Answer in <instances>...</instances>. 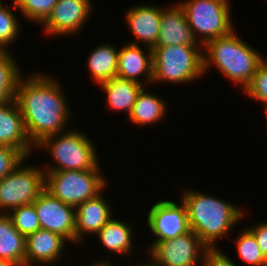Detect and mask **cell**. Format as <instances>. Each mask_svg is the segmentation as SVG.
Instances as JSON below:
<instances>
[{
    "instance_id": "23",
    "label": "cell",
    "mask_w": 267,
    "mask_h": 266,
    "mask_svg": "<svg viewBox=\"0 0 267 266\" xmlns=\"http://www.w3.org/2000/svg\"><path fill=\"white\" fill-rule=\"evenodd\" d=\"M26 237L14 227L8 214L0 213V259L25 266Z\"/></svg>"
},
{
    "instance_id": "28",
    "label": "cell",
    "mask_w": 267,
    "mask_h": 266,
    "mask_svg": "<svg viewBox=\"0 0 267 266\" xmlns=\"http://www.w3.org/2000/svg\"><path fill=\"white\" fill-rule=\"evenodd\" d=\"M8 215L12 219L14 227L25 237L41 229L33 203L14 208Z\"/></svg>"
},
{
    "instance_id": "13",
    "label": "cell",
    "mask_w": 267,
    "mask_h": 266,
    "mask_svg": "<svg viewBox=\"0 0 267 266\" xmlns=\"http://www.w3.org/2000/svg\"><path fill=\"white\" fill-rule=\"evenodd\" d=\"M102 193L105 192L102 191L75 208V245L84 244L83 241L88 234L95 236L114 217L111 208L113 206Z\"/></svg>"
},
{
    "instance_id": "25",
    "label": "cell",
    "mask_w": 267,
    "mask_h": 266,
    "mask_svg": "<svg viewBox=\"0 0 267 266\" xmlns=\"http://www.w3.org/2000/svg\"><path fill=\"white\" fill-rule=\"evenodd\" d=\"M238 233L235 240L236 250L239 258L242 262L249 266H265L267 259L261 252L259 244L256 241L254 235L247 229Z\"/></svg>"
},
{
    "instance_id": "7",
    "label": "cell",
    "mask_w": 267,
    "mask_h": 266,
    "mask_svg": "<svg viewBox=\"0 0 267 266\" xmlns=\"http://www.w3.org/2000/svg\"><path fill=\"white\" fill-rule=\"evenodd\" d=\"M101 171V169L44 171L45 190L64 204L76 208L109 187L108 178L106 179Z\"/></svg>"
},
{
    "instance_id": "14",
    "label": "cell",
    "mask_w": 267,
    "mask_h": 266,
    "mask_svg": "<svg viewBox=\"0 0 267 266\" xmlns=\"http://www.w3.org/2000/svg\"><path fill=\"white\" fill-rule=\"evenodd\" d=\"M140 46L142 45L126 42L122 44V48L118 49L117 77L139 83L145 87L152 85V48L144 46V52ZM140 77L141 79L143 77L142 82Z\"/></svg>"
},
{
    "instance_id": "16",
    "label": "cell",
    "mask_w": 267,
    "mask_h": 266,
    "mask_svg": "<svg viewBox=\"0 0 267 266\" xmlns=\"http://www.w3.org/2000/svg\"><path fill=\"white\" fill-rule=\"evenodd\" d=\"M169 45L203 47L191 30L184 10L179 3L162 7L160 31L154 47Z\"/></svg>"
},
{
    "instance_id": "4",
    "label": "cell",
    "mask_w": 267,
    "mask_h": 266,
    "mask_svg": "<svg viewBox=\"0 0 267 266\" xmlns=\"http://www.w3.org/2000/svg\"><path fill=\"white\" fill-rule=\"evenodd\" d=\"M66 132L44 138L35 146L36 149L47 151L53 160L41 166L44 171H79L102 169L98 161V153L92 139L80 129L70 127Z\"/></svg>"
},
{
    "instance_id": "6",
    "label": "cell",
    "mask_w": 267,
    "mask_h": 266,
    "mask_svg": "<svg viewBox=\"0 0 267 266\" xmlns=\"http://www.w3.org/2000/svg\"><path fill=\"white\" fill-rule=\"evenodd\" d=\"M231 0H181L187 22L196 39L204 46L210 40L235 30Z\"/></svg>"
},
{
    "instance_id": "22",
    "label": "cell",
    "mask_w": 267,
    "mask_h": 266,
    "mask_svg": "<svg viewBox=\"0 0 267 266\" xmlns=\"http://www.w3.org/2000/svg\"><path fill=\"white\" fill-rule=\"evenodd\" d=\"M89 54L86 67L96 84L117 77L119 50L113 44L100 43Z\"/></svg>"
},
{
    "instance_id": "34",
    "label": "cell",
    "mask_w": 267,
    "mask_h": 266,
    "mask_svg": "<svg viewBox=\"0 0 267 266\" xmlns=\"http://www.w3.org/2000/svg\"><path fill=\"white\" fill-rule=\"evenodd\" d=\"M0 266H24V265L5 259H0Z\"/></svg>"
},
{
    "instance_id": "30",
    "label": "cell",
    "mask_w": 267,
    "mask_h": 266,
    "mask_svg": "<svg viewBox=\"0 0 267 266\" xmlns=\"http://www.w3.org/2000/svg\"><path fill=\"white\" fill-rule=\"evenodd\" d=\"M25 158L19 149L0 145V180L11 173Z\"/></svg>"
},
{
    "instance_id": "32",
    "label": "cell",
    "mask_w": 267,
    "mask_h": 266,
    "mask_svg": "<svg viewBox=\"0 0 267 266\" xmlns=\"http://www.w3.org/2000/svg\"><path fill=\"white\" fill-rule=\"evenodd\" d=\"M246 228L254 235L262 254L267 259V221Z\"/></svg>"
},
{
    "instance_id": "20",
    "label": "cell",
    "mask_w": 267,
    "mask_h": 266,
    "mask_svg": "<svg viewBox=\"0 0 267 266\" xmlns=\"http://www.w3.org/2000/svg\"><path fill=\"white\" fill-rule=\"evenodd\" d=\"M133 230L130 223L112 217L95 236L109 252L129 258L134 249Z\"/></svg>"
},
{
    "instance_id": "10",
    "label": "cell",
    "mask_w": 267,
    "mask_h": 266,
    "mask_svg": "<svg viewBox=\"0 0 267 266\" xmlns=\"http://www.w3.org/2000/svg\"><path fill=\"white\" fill-rule=\"evenodd\" d=\"M93 5L91 0H58L41 24L43 32L49 37L79 34L93 14Z\"/></svg>"
},
{
    "instance_id": "29",
    "label": "cell",
    "mask_w": 267,
    "mask_h": 266,
    "mask_svg": "<svg viewBox=\"0 0 267 266\" xmlns=\"http://www.w3.org/2000/svg\"><path fill=\"white\" fill-rule=\"evenodd\" d=\"M267 58L257 67L251 83L245 88V93L250 99L263 103L267 109Z\"/></svg>"
},
{
    "instance_id": "26",
    "label": "cell",
    "mask_w": 267,
    "mask_h": 266,
    "mask_svg": "<svg viewBox=\"0 0 267 266\" xmlns=\"http://www.w3.org/2000/svg\"><path fill=\"white\" fill-rule=\"evenodd\" d=\"M12 7L18 9L28 21L42 24L58 0H11Z\"/></svg>"
},
{
    "instance_id": "15",
    "label": "cell",
    "mask_w": 267,
    "mask_h": 266,
    "mask_svg": "<svg viewBox=\"0 0 267 266\" xmlns=\"http://www.w3.org/2000/svg\"><path fill=\"white\" fill-rule=\"evenodd\" d=\"M142 3L128 8L125 13L124 19L130 34L137 40L128 43L139 45L140 42L144 46L153 48L158 40L162 8L155 4Z\"/></svg>"
},
{
    "instance_id": "5",
    "label": "cell",
    "mask_w": 267,
    "mask_h": 266,
    "mask_svg": "<svg viewBox=\"0 0 267 266\" xmlns=\"http://www.w3.org/2000/svg\"><path fill=\"white\" fill-rule=\"evenodd\" d=\"M152 85L187 84L201 79L203 71V47L169 45L152 48Z\"/></svg>"
},
{
    "instance_id": "27",
    "label": "cell",
    "mask_w": 267,
    "mask_h": 266,
    "mask_svg": "<svg viewBox=\"0 0 267 266\" xmlns=\"http://www.w3.org/2000/svg\"><path fill=\"white\" fill-rule=\"evenodd\" d=\"M9 6L4 2L0 5V49L4 50H10L9 45L17 42L21 31L19 18Z\"/></svg>"
},
{
    "instance_id": "24",
    "label": "cell",
    "mask_w": 267,
    "mask_h": 266,
    "mask_svg": "<svg viewBox=\"0 0 267 266\" xmlns=\"http://www.w3.org/2000/svg\"><path fill=\"white\" fill-rule=\"evenodd\" d=\"M14 53L0 49V103L15 100L18 81L23 75Z\"/></svg>"
},
{
    "instance_id": "19",
    "label": "cell",
    "mask_w": 267,
    "mask_h": 266,
    "mask_svg": "<svg viewBox=\"0 0 267 266\" xmlns=\"http://www.w3.org/2000/svg\"><path fill=\"white\" fill-rule=\"evenodd\" d=\"M98 86H101L102 92L106 93V105L110 108L109 110L125 112L127 118L136 102L137 95L144 87L139 83L119 77H113Z\"/></svg>"
},
{
    "instance_id": "17",
    "label": "cell",
    "mask_w": 267,
    "mask_h": 266,
    "mask_svg": "<svg viewBox=\"0 0 267 266\" xmlns=\"http://www.w3.org/2000/svg\"><path fill=\"white\" fill-rule=\"evenodd\" d=\"M67 240L60 234L39 229L26 237L25 266L58 264ZM62 256V257H61Z\"/></svg>"
},
{
    "instance_id": "18",
    "label": "cell",
    "mask_w": 267,
    "mask_h": 266,
    "mask_svg": "<svg viewBox=\"0 0 267 266\" xmlns=\"http://www.w3.org/2000/svg\"><path fill=\"white\" fill-rule=\"evenodd\" d=\"M0 145L17 148L28 158L35 150L16 100L0 103Z\"/></svg>"
},
{
    "instance_id": "3",
    "label": "cell",
    "mask_w": 267,
    "mask_h": 266,
    "mask_svg": "<svg viewBox=\"0 0 267 266\" xmlns=\"http://www.w3.org/2000/svg\"><path fill=\"white\" fill-rule=\"evenodd\" d=\"M264 59V55L244 41L236 30L210 40L203 46L204 76L215 66L226 80H231L243 91L251 83L258 65Z\"/></svg>"
},
{
    "instance_id": "2",
    "label": "cell",
    "mask_w": 267,
    "mask_h": 266,
    "mask_svg": "<svg viewBox=\"0 0 267 266\" xmlns=\"http://www.w3.org/2000/svg\"><path fill=\"white\" fill-rule=\"evenodd\" d=\"M183 191L179 198L186 208L189 230L208 248H218L217 242L245 217V210L229 201L194 189Z\"/></svg>"
},
{
    "instance_id": "12",
    "label": "cell",
    "mask_w": 267,
    "mask_h": 266,
    "mask_svg": "<svg viewBox=\"0 0 267 266\" xmlns=\"http://www.w3.org/2000/svg\"><path fill=\"white\" fill-rule=\"evenodd\" d=\"M41 229L55 232L75 245V208L44 190L33 202Z\"/></svg>"
},
{
    "instance_id": "11",
    "label": "cell",
    "mask_w": 267,
    "mask_h": 266,
    "mask_svg": "<svg viewBox=\"0 0 267 266\" xmlns=\"http://www.w3.org/2000/svg\"><path fill=\"white\" fill-rule=\"evenodd\" d=\"M146 219L147 228L155 237L148 248L156 241L176 238L189 231L186 208L181 200L180 203L165 198L157 201Z\"/></svg>"
},
{
    "instance_id": "31",
    "label": "cell",
    "mask_w": 267,
    "mask_h": 266,
    "mask_svg": "<svg viewBox=\"0 0 267 266\" xmlns=\"http://www.w3.org/2000/svg\"><path fill=\"white\" fill-rule=\"evenodd\" d=\"M202 266H238L221 248H208Z\"/></svg>"
},
{
    "instance_id": "1",
    "label": "cell",
    "mask_w": 267,
    "mask_h": 266,
    "mask_svg": "<svg viewBox=\"0 0 267 266\" xmlns=\"http://www.w3.org/2000/svg\"><path fill=\"white\" fill-rule=\"evenodd\" d=\"M24 76L18 81L15 100L27 135L36 146L48 136L68 131L73 114L59 79L41 71Z\"/></svg>"
},
{
    "instance_id": "35",
    "label": "cell",
    "mask_w": 267,
    "mask_h": 266,
    "mask_svg": "<svg viewBox=\"0 0 267 266\" xmlns=\"http://www.w3.org/2000/svg\"><path fill=\"white\" fill-rule=\"evenodd\" d=\"M134 266H157V265L154 264L150 259H148V262L142 263L141 265L137 264V265H134Z\"/></svg>"
},
{
    "instance_id": "21",
    "label": "cell",
    "mask_w": 267,
    "mask_h": 266,
    "mask_svg": "<svg viewBox=\"0 0 267 266\" xmlns=\"http://www.w3.org/2000/svg\"><path fill=\"white\" fill-rule=\"evenodd\" d=\"M153 91L150 93L143 87L137 95L136 102L133 105L132 111L128 117L129 122L133 125L147 126L154 125L164 120L167 113V103L164 98L157 96Z\"/></svg>"
},
{
    "instance_id": "33",
    "label": "cell",
    "mask_w": 267,
    "mask_h": 266,
    "mask_svg": "<svg viewBox=\"0 0 267 266\" xmlns=\"http://www.w3.org/2000/svg\"><path fill=\"white\" fill-rule=\"evenodd\" d=\"M100 259L99 261L98 260L95 261V259L93 260V262L90 261L91 263L89 262V265L87 266H114L112 265L113 263L110 261V259L107 260L104 257L103 258L101 257Z\"/></svg>"
},
{
    "instance_id": "9",
    "label": "cell",
    "mask_w": 267,
    "mask_h": 266,
    "mask_svg": "<svg viewBox=\"0 0 267 266\" xmlns=\"http://www.w3.org/2000/svg\"><path fill=\"white\" fill-rule=\"evenodd\" d=\"M147 251L157 266H202L208 247L189 230L183 235L154 242Z\"/></svg>"
},
{
    "instance_id": "36",
    "label": "cell",
    "mask_w": 267,
    "mask_h": 266,
    "mask_svg": "<svg viewBox=\"0 0 267 266\" xmlns=\"http://www.w3.org/2000/svg\"><path fill=\"white\" fill-rule=\"evenodd\" d=\"M264 116H266V121H267V109L264 110Z\"/></svg>"
},
{
    "instance_id": "8",
    "label": "cell",
    "mask_w": 267,
    "mask_h": 266,
    "mask_svg": "<svg viewBox=\"0 0 267 266\" xmlns=\"http://www.w3.org/2000/svg\"><path fill=\"white\" fill-rule=\"evenodd\" d=\"M26 160L28 157L0 180V213L8 214L14 208L33 203L45 190L43 168Z\"/></svg>"
}]
</instances>
